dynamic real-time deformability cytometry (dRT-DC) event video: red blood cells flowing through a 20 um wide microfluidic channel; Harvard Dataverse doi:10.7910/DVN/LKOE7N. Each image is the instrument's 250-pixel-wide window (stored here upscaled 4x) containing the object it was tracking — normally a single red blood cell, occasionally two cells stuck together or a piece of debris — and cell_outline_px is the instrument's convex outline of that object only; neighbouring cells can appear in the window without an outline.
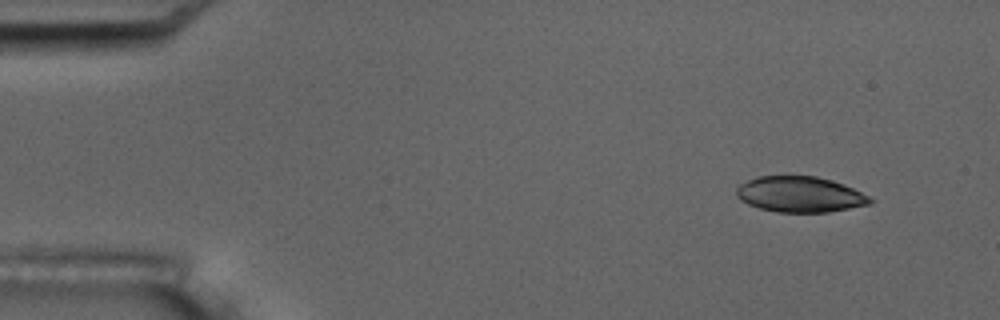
{"species": "common noctule bat (a hibernating species)", "species_latin": "Nyctalus noctula", "temperature_condition": "room temperature", "stored_images_in_passage": 5, "camera_frame_rate_fps": 3000, "um_per_image_px": 0.085, "animal": {"sex": "male", "body_mass_g": 17.5, "forearm_length_mm": 52.3}, "frame": {"image": 1, "passage_image": 2, "time_ms": 1.0, "image_size_px": [1000, 320], "cell_outline_px": [[872, 204], [828, 212], [776, 212], [760, 208], [748, 204], [740, 200], [736, 196], [736, 188], [740, 184], [748, 180], [760, 176], [784, 172], [788, 172], [816, 176], [832, 180], [844, 184], [868, 196], [872, 200]], "centroid_in_image_um": [67.95, 16.47], "position_along_channel_um": 17.1, "area_um2": 28.61}}